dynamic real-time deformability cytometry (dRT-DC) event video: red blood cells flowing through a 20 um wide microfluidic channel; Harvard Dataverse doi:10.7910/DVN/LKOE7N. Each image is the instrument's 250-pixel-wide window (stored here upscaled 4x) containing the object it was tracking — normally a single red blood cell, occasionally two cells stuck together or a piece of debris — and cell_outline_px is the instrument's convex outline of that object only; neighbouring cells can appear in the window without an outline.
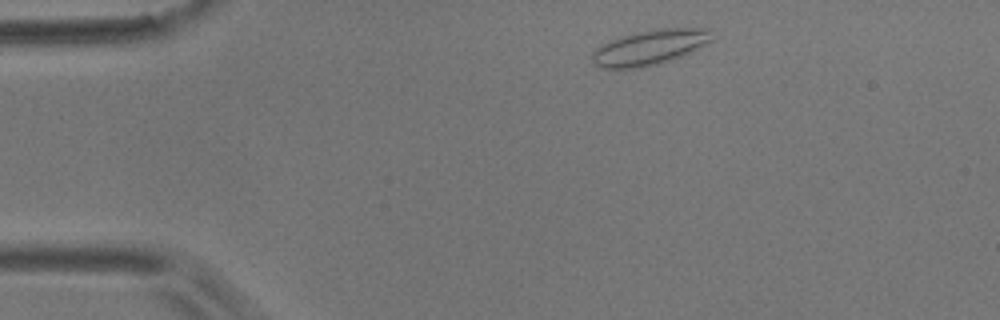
{"species": "common noctule bat (a hibernating species)", "species_latin": "Nyctalus noctula", "temperature_condition": "room temperature", "stored_images_in_passage": 2, "camera_frame_rate_fps": 3000, "um_per_image_px": 0.085, "animal": {"sex": "male", "body_mass_g": 17.9}, "frame": {"image": 1, "passage_image": 1, "time_ms": 0.0, "image_size_px": [1000, 320], "cell_outline_px": [[712, 40], [680, 56], [660, 64], [640, 68], [600, 68], [592, 64], [592, 52], [596, 48], [608, 40], [620, 36], [636, 32], [656, 28], [712, 28]], "centroid_in_image_um": [55.18, 4.02], "position_along_channel_um": 29.8, "area_um2": 24.62}}